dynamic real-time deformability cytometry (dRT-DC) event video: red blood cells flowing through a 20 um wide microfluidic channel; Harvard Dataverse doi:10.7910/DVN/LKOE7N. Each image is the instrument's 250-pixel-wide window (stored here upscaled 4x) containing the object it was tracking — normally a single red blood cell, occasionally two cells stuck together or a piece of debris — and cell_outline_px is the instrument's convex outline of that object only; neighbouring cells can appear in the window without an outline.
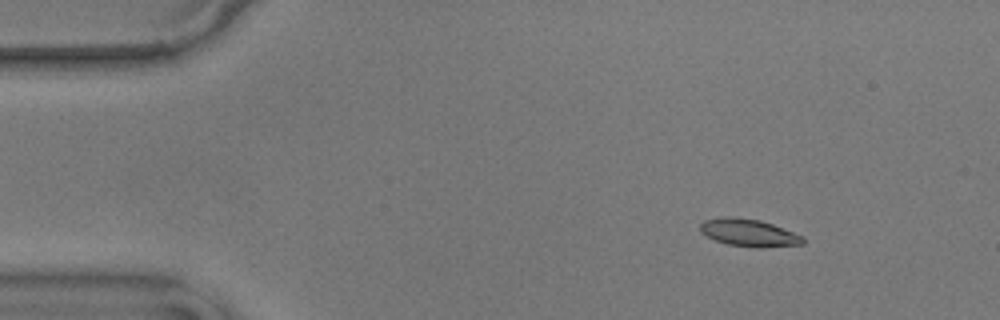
{"species": "common noctule bat (a hibernating species)", "species_latin": "Nyctalus noctula", "temperature_condition": "warm", "stored_images_in_passage": 51, "segment_of_instrument_passage": [1, 2], "camera_frame_rate_fps": 3000, "um_per_image_px": 0.085, "animal": {"sex": "male", "body_mass_g": 17.9}, "frame": {"image": 1, "passage_image": 1, "time_ms": 0.0, "image_size_px": [1000, 320], "cell_outline_px": [[804, 244], [760, 248], [756, 248], [728, 244], [716, 240], [700, 232], [700, 224], [704, 220], [724, 216], [732, 216], [760, 220], [772, 224], [804, 236]], "centroid_in_image_um": [63.66, 19.78], "position_along_channel_um": 21.3, "area_um2": 16.47}}
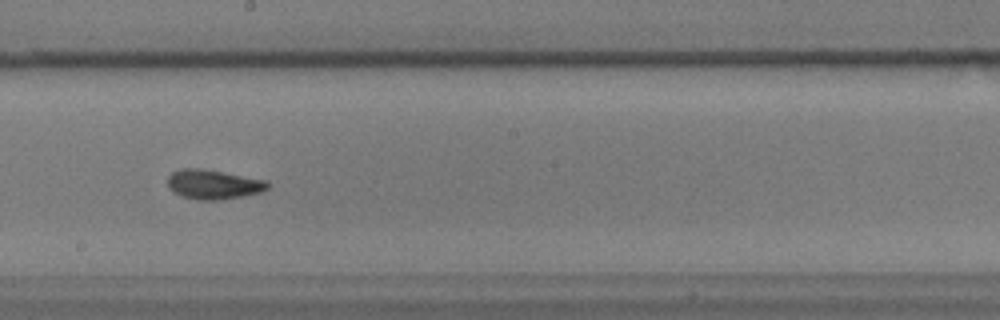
{"frame": {"image": 2, "passage_image": 25, "time_ms": 8.0, "image_size_px": [1000, 320], "cell_outline_px": [[268, 188], [260, 192], [220, 200], [200, 200], [180, 196], [172, 192], [168, 188], [168, 176], [172, 172], [180, 168], [200, 168], [268, 180]], "centroid_in_image_um": [18.09, 15.67], "position_along_channel_um": 230.1, "area_um2": 17.22}}
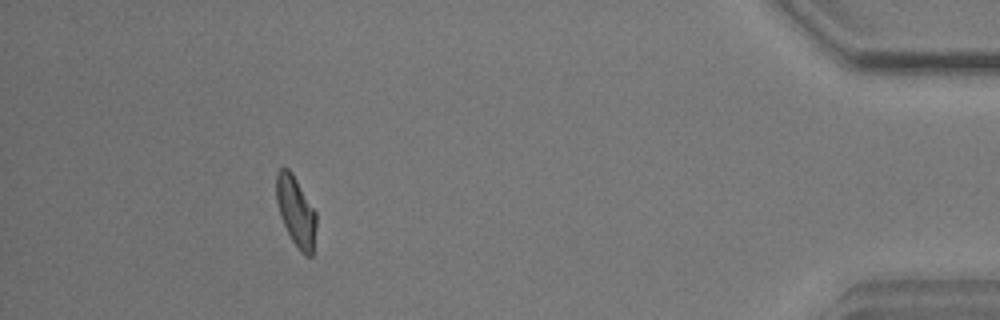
{"frame": {"image": 3, "passage_image": 45, "time_ms": 14.667, "image_size_px": [1000, 320], "cell_outline_px": [[316, 228], [312, 256], [304, 256], [300, 252], [292, 240], [280, 216], [276, 200], [276, 172], [280, 168], [288, 168], [292, 172], [316, 212]], "centroid_in_image_um": [25.15, 17.97], "position_along_channel_um": 410.0, "area_um2": 16.3}}